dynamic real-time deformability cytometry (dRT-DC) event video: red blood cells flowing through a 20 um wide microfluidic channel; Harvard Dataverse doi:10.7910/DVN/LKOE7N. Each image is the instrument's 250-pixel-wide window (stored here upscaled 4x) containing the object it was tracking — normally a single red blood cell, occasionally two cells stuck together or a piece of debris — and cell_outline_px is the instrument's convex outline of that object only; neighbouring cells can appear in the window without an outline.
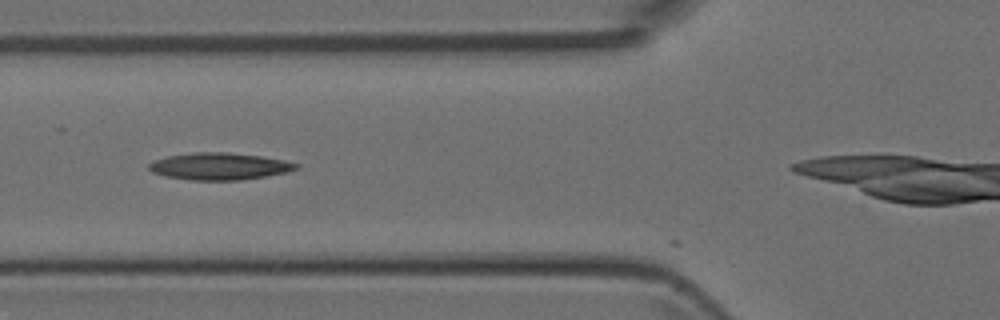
{"species": "Egyptian fruit bat (a non-hibernating species)", "species_latin": "Rousettus aegyptiacus", "temperature_condition": "room temperature", "stored_images_in_passage": 29, "camera_frame_rate_fps": 3000, "um_per_image_px": 0.085, "animal": {"sex": "female"}, "frame": {"image": 1, "passage_image": 3, "time_ms": 0.667, "image_size_px": [1000, 320], "cell_outline_px": [[300, 168], [288, 172], [240, 180], [192, 180], [164, 176], [152, 172], [148, 168], [148, 164], [156, 160], [168, 156], [196, 152], [224, 152], [260, 156], [284, 160], [300, 164]], "centroid_in_image_um": [18.67, 14.14], "position_along_channel_um": 107.1, "area_um2": 23.06}}
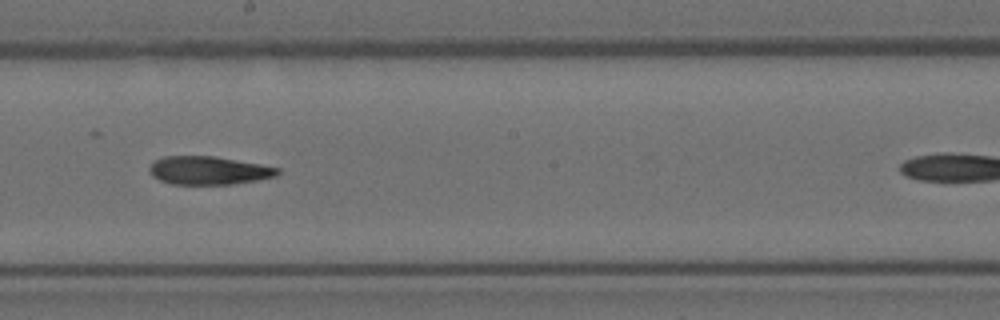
{"frame": {"image": 2, "passage_image": 12, "time_ms": 3.667, "image_size_px": [1000, 320], "cell_outline_px": [[280, 172], [276, 176], [256, 180], [232, 184], [172, 184], [160, 180], [152, 176], [148, 172], [148, 168], [156, 160], [164, 156], [216, 156], [260, 164], [280, 168]], "centroid_in_image_um": [17.73, 14.48], "position_along_channel_um": 230.5, "area_um2": 21.1}}
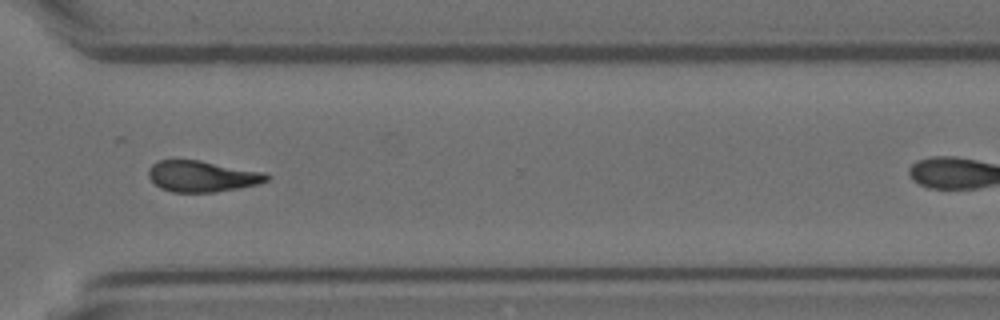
{"frame": {"image": 3, "passage_image": 21, "time_ms": 6.667, "image_size_px": [1000, 320], "cell_outline_px": [[272, 176], [268, 180], [260, 184], [240, 188], [212, 192], [172, 192], [160, 188], [148, 176], [148, 168], [152, 164], [160, 160], [200, 160], [264, 172]], "centroid_in_image_um": [17.21, 14.98], "position_along_channel_um": 353.4, "area_um2": 21.5}}